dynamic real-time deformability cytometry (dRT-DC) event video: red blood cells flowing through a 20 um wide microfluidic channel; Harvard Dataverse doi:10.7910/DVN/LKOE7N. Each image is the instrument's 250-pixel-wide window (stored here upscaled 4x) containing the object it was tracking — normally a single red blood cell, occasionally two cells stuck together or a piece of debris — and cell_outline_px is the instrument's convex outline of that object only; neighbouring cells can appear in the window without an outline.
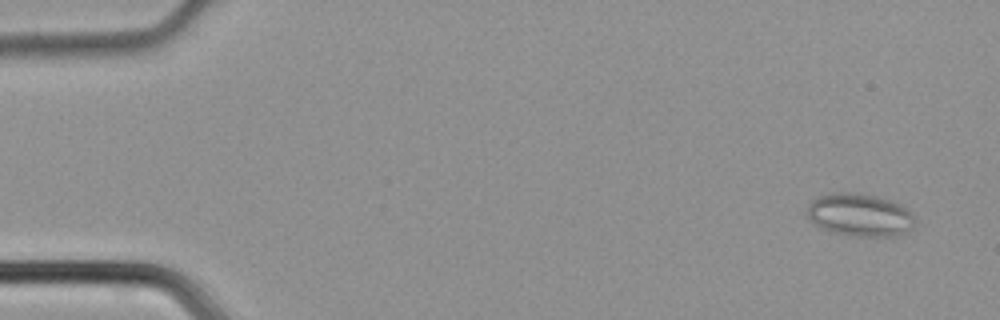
{"species": "common noctule bat (a hibernating species)", "species_latin": "Nyctalus noctula", "temperature_condition": "cold", "stored_images_in_passage": 47, "camera_frame_rate_fps": 3000, "um_per_image_px": 0.085, "animal": {"sex": "male", "body_mass_g": 21.5, "forearm_length_mm": 52.0}, "frame": {"image": 1, "passage_image": 3, "time_ms": 0.667, "image_size_px": [1000, 320], "cell_outline_px": [[912, 228], [892, 236], [852, 236], [820, 228], [808, 216], [808, 204], [812, 200], [820, 196], [832, 192], [848, 192], [872, 196], [888, 200], [900, 204], [912, 212]], "centroid_in_image_um": [73.05, 18.26], "position_along_channel_um": 12.0, "area_um2": 26.24}}
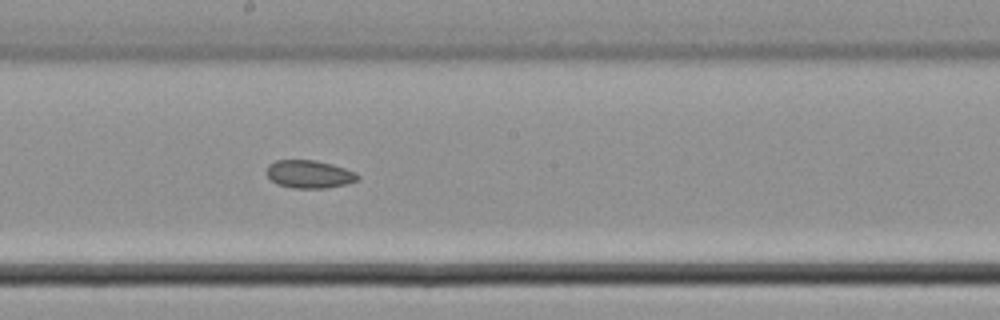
{"frame": {"image": 2, "passage_image": 26, "time_ms": 8.333, "image_size_px": [1000, 320], "cell_outline_px": [[360, 176], [356, 180], [344, 184], [324, 188], [292, 188], [276, 184], [268, 176], [268, 164], [276, 160], [316, 160], [332, 164], [356, 172]], "centroid_in_image_um": [26.28, 14.8], "position_along_channel_um": 221.9, "area_um2": 14.68}}
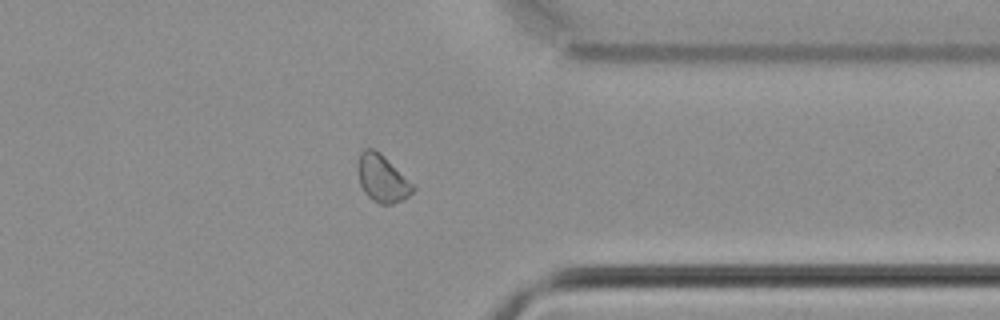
{"frame": {"image": 3, "passage_image": 37, "time_ms": 12.0, "image_size_px": [1000, 320], "cell_outline_px": [[416, 188], [404, 200], [392, 204], [380, 204], [372, 200], [364, 192], [360, 184], [356, 168], [356, 164], [360, 152], [364, 148], [372, 148], [380, 152], [416, 184]], "centroid_in_image_um": [32.5, 15.15], "position_along_channel_um": 378.9, "area_um2": 15.72}}